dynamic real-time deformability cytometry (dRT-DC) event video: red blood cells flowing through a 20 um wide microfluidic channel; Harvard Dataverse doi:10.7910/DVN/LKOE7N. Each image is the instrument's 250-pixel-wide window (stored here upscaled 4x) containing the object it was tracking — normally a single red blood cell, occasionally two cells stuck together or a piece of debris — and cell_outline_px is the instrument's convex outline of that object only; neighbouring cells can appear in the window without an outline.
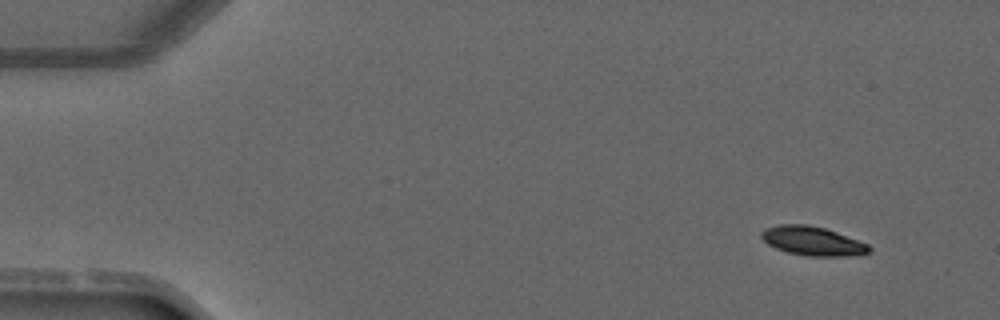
{"species": "common noctule bat (a hibernating species)", "species_latin": "Nyctalus noctula", "temperature_condition": "warm", "stored_images_in_passage": 5, "camera_frame_rate_fps": 3000, "um_per_image_px": 0.085, "animal": {"sex": "male", "forearm_length_mm": 52.5}, "frame": {"image": 1, "passage_image": 5, "time_ms": 4.667, "image_size_px": [1000, 320], "cell_outline_px": [[872, 248], [868, 252], [860, 256], [808, 256], [788, 252], [776, 248], [768, 244], [760, 236], [760, 232], [764, 228], [780, 224], [808, 224], [824, 228], [836, 232], [868, 244]], "centroid_in_image_um": [69.07, 20.48], "position_along_channel_um": 15.9, "area_um2": 18.26}}